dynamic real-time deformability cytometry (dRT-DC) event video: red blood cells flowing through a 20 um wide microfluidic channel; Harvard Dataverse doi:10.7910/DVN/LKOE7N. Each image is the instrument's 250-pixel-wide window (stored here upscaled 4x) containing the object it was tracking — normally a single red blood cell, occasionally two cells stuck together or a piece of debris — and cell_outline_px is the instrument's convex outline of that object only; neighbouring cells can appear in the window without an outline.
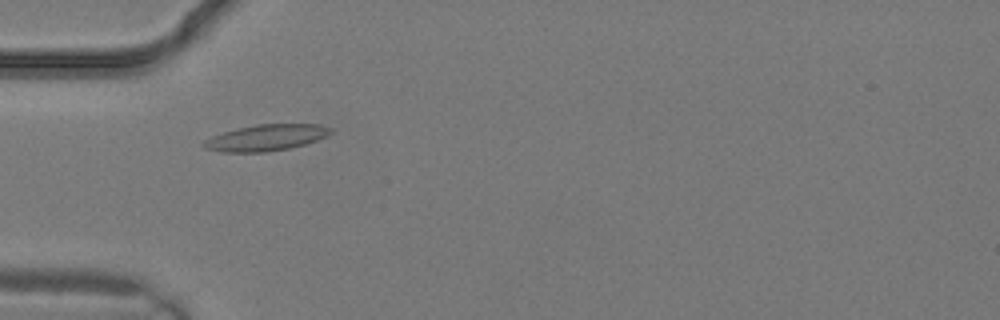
{"species": "common noctule bat (a hibernating species)", "species_latin": "Nyctalus noctula", "temperature_condition": "warm", "stored_images_in_passage": 3, "camera_frame_rate_fps": 3000, "um_per_image_px": 0.085, "animal": {"sex": "male", "body_mass_g": 19.2, "forearm_length_mm": 51.8}, "frame": {"image": 1, "passage_image": 3, "time_ms": 0.667, "image_size_px": [1000, 320], "cell_outline_px": [[332, 132], [316, 140], [304, 144], [288, 148], [264, 152], [220, 152], [204, 148], [200, 144], [204, 140], [212, 136], [224, 132], [256, 124], [316, 124], [332, 128]], "centroid_in_image_um": [22.56, 11.7], "position_along_channel_um": 62.4, "area_um2": 19.19}}